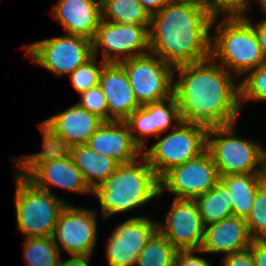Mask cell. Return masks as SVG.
Instances as JSON below:
<instances>
[{
  "label": "cell",
  "mask_w": 266,
  "mask_h": 266,
  "mask_svg": "<svg viewBox=\"0 0 266 266\" xmlns=\"http://www.w3.org/2000/svg\"><path fill=\"white\" fill-rule=\"evenodd\" d=\"M179 78L174 81L175 96L182 121L207 128L236 123L240 108V87L232 75L209 57L174 67Z\"/></svg>",
  "instance_id": "obj_1"
},
{
  "label": "cell",
  "mask_w": 266,
  "mask_h": 266,
  "mask_svg": "<svg viewBox=\"0 0 266 266\" xmlns=\"http://www.w3.org/2000/svg\"><path fill=\"white\" fill-rule=\"evenodd\" d=\"M217 15L207 7L170 1L150 16L149 52L172 67L211 57V34Z\"/></svg>",
  "instance_id": "obj_2"
},
{
  "label": "cell",
  "mask_w": 266,
  "mask_h": 266,
  "mask_svg": "<svg viewBox=\"0 0 266 266\" xmlns=\"http://www.w3.org/2000/svg\"><path fill=\"white\" fill-rule=\"evenodd\" d=\"M120 164L117 170L92 194L98 197L104 218L127 212L160 196L159 179L147 159Z\"/></svg>",
  "instance_id": "obj_3"
},
{
  "label": "cell",
  "mask_w": 266,
  "mask_h": 266,
  "mask_svg": "<svg viewBox=\"0 0 266 266\" xmlns=\"http://www.w3.org/2000/svg\"><path fill=\"white\" fill-rule=\"evenodd\" d=\"M211 37V57L237 76L266 61L257 36V25L245 15H226ZM219 60V61H218Z\"/></svg>",
  "instance_id": "obj_4"
},
{
  "label": "cell",
  "mask_w": 266,
  "mask_h": 266,
  "mask_svg": "<svg viewBox=\"0 0 266 266\" xmlns=\"http://www.w3.org/2000/svg\"><path fill=\"white\" fill-rule=\"evenodd\" d=\"M234 124L208 128L206 150L219 175L265 173L266 151L259 143L238 138Z\"/></svg>",
  "instance_id": "obj_5"
},
{
  "label": "cell",
  "mask_w": 266,
  "mask_h": 266,
  "mask_svg": "<svg viewBox=\"0 0 266 266\" xmlns=\"http://www.w3.org/2000/svg\"><path fill=\"white\" fill-rule=\"evenodd\" d=\"M17 227L27 237H50L67 203L55 194L37 188L20 171L15 172Z\"/></svg>",
  "instance_id": "obj_6"
},
{
  "label": "cell",
  "mask_w": 266,
  "mask_h": 266,
  "mask_svg": "<svg viewBox=\"0 0 266 266\" xmlns=\"http://www.w3.org/2000/svg\"><path fill=\"white\" fill-rule=\"evenodd\" d=\"M20 172L37 188L48 191L55 185L82 194H92L81 171L74 165L66 150L55 149L42 143L40 153L16 158ZM50 184V185H49Z\"/></svg>",
  "instance_id": "obj_7"
},
{
  "label": "cell",
  "mask_w": 266,
  "mask_h": 266,
  "mask_svg": "<svg viewBox=\"0 0 266 266\" xmlns=\"http://www.w3.org/2000/svg\"><path fill=\"white\" fill-rule=\"evenodd\" d=\"M173 128L143 153L158 179L206 150L207 127L181 121Z\"/></svg>",
  "instance_id": "obj_8"
},
{
  "label": "cell",
  "mask_w": 266,
  "mask_h": 266,
  "mask_svg": "<svg viewBox=\"0 0 266 266\" xmlns=\"http://www.w3.org/2000/svg\"><path fill=\"white\" fill-rule=\"evenodd\" d=\"M119 64L124 68L140 106L173 96L174 67L155 54L148 52Z\"/></svg>",
  "instance_id": "obj_9"
},
{
  "label": "cell",
  "mask_w": 266,
  "mask_h": 266,
  "mask_svg": "<svg viewBox=\"0 0 266 266\" xmlns=\"http://www.w3.org/2000/svg\"><path fill=\"white\" fill-rule=\"evenodd\" d=\"M22 48L32 62L57 76L71 74L93 57L92 41L70 34L36 41Z\"/></svg>",
  "instance_id": "obj_10"
},
{
  "label": "cell",
  "mask_w": 266,
  "mask_h": 266,
  "mask_svg": "<svg viewBox=\"0 0 266 266\" xmlns=\"http://www.w3.org/2000/svg\"><path fill=\"white\" fill-rule=\"evenodd\" d=\"M93 56L103 47L102 61L120 63L149 52V32L144 25L101 20L92 40Z\"/></svg>",
  "instance_id": "obj_11"
},
{
  "label": "cell",
  "mask_w": 266,
  "mask_h": 266,
  "mask_svg": "<svg viewBox=\"0 0 266 266\" xmlns=\"http://www.w3.org/2000/svg\"><path fill=\"white\" fill-rule=\"evenodd\" d=\"M220 180L207 150L186 163L168 170L159 179V194H174L175 199L193 200L208 192Z\"/></svg>",
  "instance_id": "obj_12"
},
{
  "label": "cell",
  "mask_w": 266,
  "mask_h": 266,
  "mask_svg": "<svg viewBox=\"0 0 266 266\" xmlns=\"http://www.w3.org/2000/svg\"><path fill=\"white\" fill-rule=\"evenodd\" d=\"M103 122L97 115L75 104L39 124L43 135L42 143L60 150L86 144Z\"/></svg>",
  "instance_id": "obj_13"
},
{
  "label": "cell",
  "mask_w": 266,
  "mask_h": 266,
  "mask_svg": "<svg viewBox=\"0 0 266 266\" xmlns=\"http://www.w3.org/2000/svg\"><path fill=\"white\" fill-rule=\"evenodd\" d=\"M51 237L70 256L92 255L97 241L96 212L66 204L58 216Z\"/></svg>",
  "instance_id": "obj_14"
},
{
  "label": "cell",
  "mask_w": 266,
  "mask_h": 266,
  "mask_svg": "<svg viewBox=\"0 0 266 266\" xmlns=\"http://www.w3.org/2000/svg\"><path fill=\"white\" fill-rule=\"evenodd\" d=\"M204 224L194 200L173 199L164 226L157 223L162 233L178 251H199L204 236Z\"/></svg>",
  "instance_id": "obj_15"
},
{
  "label": "cell",
  "mask_w": 266,
  "mask_h": 266,
  "mask_svg": "<svg viewBox=\"0 0 266 266\" xmlns=\"http://www.w3.org/2000/svg\"><path fill=\"white\" fill-rule=\"evenodd\" d=\"M157 231V223L146 217H132L116 226L107 240L109 266H136L139 253Z\"/></svg>",
  "instance_id": "obj_16"
},
{
  "label": "cell",
  "mask_w": 266,
  "mask_h": 266,
  "mask_svg": "<svg viewBox=\"0 0 266 266\" xmlns=\"http://www.w3.org/2000/svg\"><path fill=\"white\" fill-rule=\"evenodd\" d=\"M108 107V121H125L140 107L124 68L119 63H106L99 76Z\"/></svg>",
  "instance_id": "obj_17"
},
{
  "label": "cell",
  "mask_w": 266,
  "mask_h": 266,
  "mask_svg": "<svg viewBox=\"0 0 266 266\" xmlns=\"http://www.w3.org/2000/svg\"><path fill=\"white\" fill-rule=\"evenodd\" d=\"M86 144L119 164L133 162L143 152L133 141L125 121H104Z\"/></svg>",
  "instance_id": "obj_18"
},
{
  "label": "cell",
  "mask_w": 266,
  "mask_h": 266,
  "mask_svg": "<svg viewBox=\"0 0 266 266\" xmlns=\"http://www.w3.org/2000/svg\"><path fill=\"white\" fill-rule=\"evenodd\" d=\"M52 14L66 34L92 41L102 20L101 0H59Z\"/></svg>",
  "instance_id": "obj_19"
},
{
  "label": "cell",
  "mask_w": 266,
  "mask_h": 266,
  "mask_svg": "<svg viewBox=\"0 0 266 266\" xmlns=\"http://www.w3.org/2000/svg\"><path fill=\"white\" fill-rule=\"evenodd\" d=\"M251 241L245 219L232 215L204 227L202 245L197 252L226 256L247 249Z\"/></svg>",
  "instance_id": "obj_20"
},
{
  "label": "cell",
  "mask_w": 266,
  "mask_h": 266,
  "mask_svg": "<svg viewBox=\"0 0 266 266\" xmlns=\"http://www.w3.org/2000/svg\"><path fill=\"white\" fill-rule=\"evenodd\" d=\"M66 151L92 191L107 180L120 165L116 160L92 150L87 144L73 145Z\"/></svg>",
  "instance_id": "obj_21"
},
{
  "label": "cell",
  "mask_w": 266,
  "mask_h": 266,
  "mask_svg": "<svg viewBox=\"0 0 266 266\" xmlns=\"http://www.w3.org/2000/svg\"><path fill=\"white\" fill-rule=\"evenodd\" d=\"M220 180L230 190L232 215L246 219L257 189L266 181L265 173L231 174Z\"/></svg>",
  "instance_id": "obj_22"
},
{
  "label": "cell",
  "mask_w": 266,
  "mask_h": 266,
  "mask_svg": "<svg viewBox=\"0 0 266 266\" xmlns=\"http://www.w3.org/2000/svg\"><path fill=\"white\" fill-rule=\"evenodd\" d=\"M204 226L232 216L230 190L219 180L208 192L193 199Z\"/></svg>",
  "instance_id": "obj_23"
},
{
  "label": "cell",
  "mask_w": 266,
  "mask_h": 266,
  "mask_svg": "<svg viewBox=\"0 0 266 266\" xmlns=\"http://www.w3.org/2000/svg\"><path fill=\"white\" fill-rule=\"evenodd\" d=\"M101 12L102 20L144 25L149 29L150 16L138 0H101Z\"/></svg>",
  "instance_id": "obj_24"
},
{
  "label": "cell",
  "mask_w": 266,
  "mask_h": 266,
  "mask_svg": "<svg viewBox=\"0 0 266 266\" xmlns=\"http://www.w3.org/2000/svg\"><path fill=\"white\" fill-rule=\"evenodd\" d=\"M60 247L52 237H27L24 240V258L28 266H58Z\"/></svg>",
  "instance_id": "obj_25"
},
{
  "label": "cell",
  "mask_w": 266,
  "mask_h": 266,
  "mask_svg": "<svg viewBox=\"0 0 266 266\" xmlns=\"http://www.w3.org/2000/svg\"><path fill=\"white\" fill-rule=\"evenodd\" d=\"M178 250L158 230L151 236L137 257L139 266H174Z\"/></svg>",
  "instance_id": "obj_26"
},
{
  "label": "cell",
  "mask_w": 266,
  "mask_h": 266,
  "mask_svg": "<svg viewBox=\"0 0 266 266\" xmlns=\"http://www.w3.org/2000/svg\"><path fill=\"white\" fill-rule=\"evenodd\" d=\"M150 115L153 128V136L161 137L171 127L173 120L179 124L182 119L175 96L160 102H153L142 106Z\"/></svg>",
  "instance_id": "obj_27"
},
{
  "label": "cell",
  "mask_w": 266,
  "mask_h": 266,
  "mask_svg": "<svg viewBox=\"0 0 266 266\" xmlns=\"http://www.w3.org/2000/svg\"><path fill=\"white\" fill-rule=\"evenodd\" d=\"M245 221L252 240H266V181L257 189Z\"/></svg>",
  "instance_id": "obj_28"
},
{
  "label": "cell",
  "mask_w": 266,
  "mask_h": 266,
  "mask_svg": "<svg viewBox=\"0 0 266 266\" xmlns=\"http://www.w3.org/2000/svg\"><path fill=\"white\" fill-rule=\"evenodd\" d=\"M240 87V108H243L242 101L266 100V61L255 69L246 73Z\"/></svg>",
  "instance_id": "obj_29"
},
{
  "label": "cell",
  "mask_w": 266,
  "mask_h": 266,
  "mask_svg": "<svg viewBox=\"0 0 266 266\" xmlns=\"http://www.w3.org/2000/svg\"><path fill=\"white\" fill-rule=\"evenodd\" d=\"M96 62V57L93 56L85 64L80 65L69 74L72 86L78 93L81 94L99 85V76L106 62L101 61L100 67L96 65Z\"/></svg>",
  "instance_id": "obj_30"
},
{
  "label": "cell",
  "mask_w": 266,
  "mask_h": 266,
  "mask_svg": "<svg viewBox=\"0 0 266 266\" xmlns=\"http://www.w3.org/2000/svg\"><path fill=\"white\" fill-rule=\"evenodd\" d=\"M135 144L143 150L145 147L144 137L153 136L151 115L142 107L135 109L125 120ZM138 132L135 134V132Z\"/></svg>",
  "instance_id": "obj_31"
},
{
  "label": "cell",
  "mask_w": 266,
  "mask_h": 266,
  "mask_svg": "<svg viewBox=\"0 0 266 266\" xmlns=\"http://www.w3.org/2000/svg\"><path fill=\"white\" fill-rule=\"evenodd\" d=\"M80 98L81 101L77 103L80 107L97 115L102 120L108 121V107L105 95L99 85L81 93Z\"/></svg>",
  "instance_id": "obj_32"
},
{
  "label": "cell",
  "mask_w": 266,
  "mask_h": 266,
  "mask_svg": "<svg viewBox=\"0 0 266 266\" xmlns=\"http://www.w3.org/2000/svg\"><path fill=\"white\" fill-rule=\"evenodd\" d=\"M251 0H206L207 9L218 16L220 12L225 15H245L251 6Z\"/></svg>",
  "instance_id": "obj_33"
},
{
  "label": "cell",
  "mask_w": 266,
  "mask_h": 266,
  "mask_svg": "<svg viewBox=\"0 0 266 266\" xmlns=\"http://www.w3.org/2000/svg\"><path fill=\"white\" fill-rule=\"evenodd\" d=\"M221 262H223L224 266H255L249 248L226 255Z\"/></svg>",
  "instance_id": "obj_34"
},
{
  "label": "cell",
  "mask_w": 266,
  "mask_h": 266,
  "mask_svg": "<svg viewBox=\"0 0 266 266\" xmlns=\"http://www.w3.org/2000/svg\"><path fill=\"white\" fill-rule=\"evenodd\" d=\"M193 252L195 251H178L175 256L174 266H211L210 262L204 258L195 256Z\"/></svg>",
  "instance_id": "obj_35"
},
{
  "label": "cell",
  "mask_w": 266,
  "mask_h": 266,
  "mask_svg": "<svg viewBox=\"0 0 266 266\" xmlns=\"http://www.w3.org/2000/svg\"><path fill=\"white\" fill-rule=\"evenodd\" d=\"M248 248L255 266H266V240H252Z\"/></svg>",
  "instance_id": "obj_36"
},
{
  "label": "cell",
  "mask_w": 266,
  "mask_h": 266,
  "mask_svg": "<svg viewBox=\"0 0 266 266\" xmlns=\"http://www.w3.org/2000/svg\"><path fill=\"white\" fill-rule=\"evenodd\" d=\"M149 16L158 13L170 0H138Z\"/></svg>",
  "instance_id": "obj_37"
},
{
  "label": "cell",
  "mask_w": 266,
  "mask_h": 266,
  "mask_svg": "<svg viewBox=\"0 0 266 266\" xmlns=\"http://www.w3.org/2000/svg\"><path fill=\"white\" fill-rule=\"evenodd\" d=\"M92 255H75L68 259H65L59 263L58 266H89V262Z\"/></svg>",
  "instance_id": "obj_38"
},
{
  "label": "cell",
  "mask_w": 266,
  "mask_h": 266,
  "mask_svg": "<svg viewBox=\"0 0 266 266\" xmlns=\"http://www.w3.org/2000/svg\"><path fill=\"white\" fill-rule=\"evenodd\" d=\"M257 36L261 51L266 58V21H260L257 24Z\"/></svg>",
  "instance_id": "obj_39"
},
{
  "label": "cell",
  "mask_w": 266,
  "mask_h": 266,
  "mask_svg": "<svg viewBox=\"0 0 266 266\" xmlns=\"http://www.w3.org/2000/svg\"><path fill=\"white\" fill-rule=\"evenodd\" d=\"M170 1L190 3V4H195L198 6L206 7V0H170Z\"/></svg>",
  "instance_id": "obj_40"
},
{
  "label": "cell",
  "mask_w": 266,
  "mask_h": 266,
  "mask_svg": "<svg viewBox=\"0 0 266 266\" xmlns=\"http://www.w3.org/2000/svg\"><path fill=\"white\" fill-rule=\"evenodd\" d=\"M259 3H260V6L262 8V11H264V13H266V0H258ZM263 21H266V18L265 19H262Z\"/></svg>",
  "instance_id": "obj_41"
}]
</instances>
